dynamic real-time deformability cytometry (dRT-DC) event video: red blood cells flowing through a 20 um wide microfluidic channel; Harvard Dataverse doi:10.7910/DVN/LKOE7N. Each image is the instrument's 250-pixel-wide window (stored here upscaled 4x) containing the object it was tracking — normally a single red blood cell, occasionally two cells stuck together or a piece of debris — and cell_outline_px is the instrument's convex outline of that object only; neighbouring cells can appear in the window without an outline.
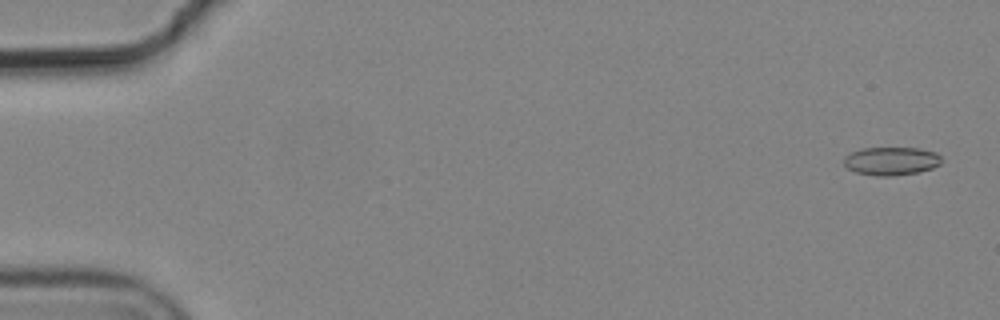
{"species": "common noctule bat (a hibernating species)", "species_latin": "Nyctalus noctula", "temperature_condition": "cold", "stored_images_in_passage": 8, "camera_frame_rate_fps": 3000, "um_per_image_px": 0.085, "animal": {"sex": "male", "body_mass_g": 19.2, "forearm_length_mm": 51.8}, "frame": {"image": 1, "passage_image": 1, "time_ms": 0.0, "image_size_px": [1000, 320], "cell_outline_px": [[940, 164], [932, 168], [920, 172], [896, 176], [876, 176], [856, 172], [848, 168], [844, 164], [844, 156], [852, 152], [864, 148], [920, 148], [936, 152], [940, 156]], "centroid_in_image_um": [75.77, 13.69], "position_along_channel_um": 9.2, "area_um2": 16.13}}
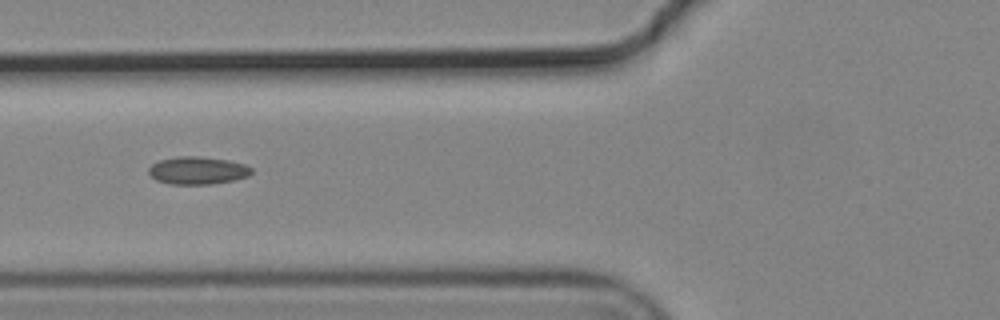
{"frame": {"image": 2, "passage_image": 6, "time_ms": 1.667, "image_size_px": [1000, 320], "cell_outline_px": [[252, 172], [248, 176], [236, 180], [208, 184], [172, 184], [156, 180], [148, 172], [148, 168], [152, 164], [160, 160], [176, 156], [196, 156], [228, 160], [244, 164], [252, 168]], "centroid_in_image_um": [16.8, 14.49], "position_along_channel_um": 109.0, "area_um2": 16.53}}
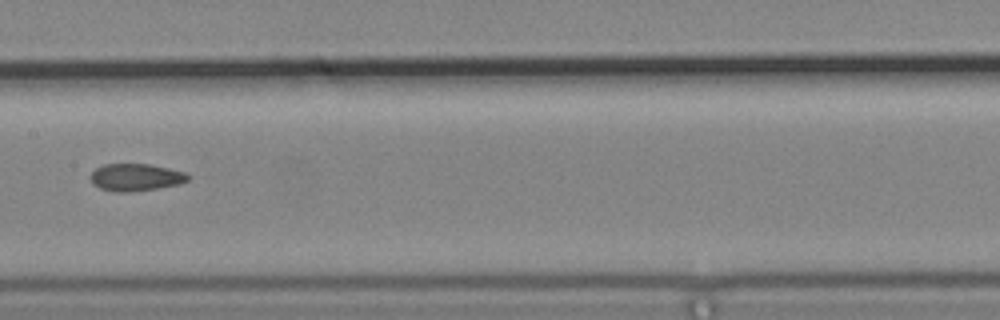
{"frame": {"image": 3, "passage_image": 8, "time_ms": 2.333, "image_size_px": [1000, 320], "cell_outline_px": [[192, 176], [188, 180], [180, 184], [132, 192], [116, 192], [100, 188], [92, 184], [88, 176], [96, 168], [104, 164], [148, 164], [188, 172]], "centroid_in_image_um": [11.55, 15.07], "position_along_channel_um": 195.9, "area_um2": 15.72}}